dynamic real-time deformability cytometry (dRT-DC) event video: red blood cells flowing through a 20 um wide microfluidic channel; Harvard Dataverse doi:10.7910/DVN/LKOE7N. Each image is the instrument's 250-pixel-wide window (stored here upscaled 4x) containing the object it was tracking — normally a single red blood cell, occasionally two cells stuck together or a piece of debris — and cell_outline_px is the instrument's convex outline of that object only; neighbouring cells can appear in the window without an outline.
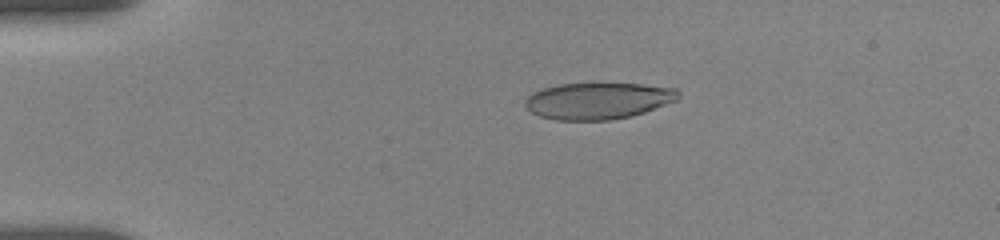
{"species": "human", "species_latin": "Homo sapiens", "temperature_condition": "room temperature", "stored_images_in_passage": 10, "camera_frame_rate_fps": 3000, "um_per_image_px": 0.085, "donor": {"sex": "female"}, "frame": {"image": 1, "passage_image": 3, "time_ms": 0.333, "image_size_px": [1000, 240], "cell_outline_px": [[680, 100], [644, 112], [628, 116], [608, 120], [556, 120], [540, 116], [524, 108], [524, 100], [532, 92], [544, 88], [560, 84], [640, 84], [676, 88], [680, 92]], "centroid_in_image_um": [50.84, 8.57], "position_along_channel_um": 34.2, "area_um2": 32.66}}